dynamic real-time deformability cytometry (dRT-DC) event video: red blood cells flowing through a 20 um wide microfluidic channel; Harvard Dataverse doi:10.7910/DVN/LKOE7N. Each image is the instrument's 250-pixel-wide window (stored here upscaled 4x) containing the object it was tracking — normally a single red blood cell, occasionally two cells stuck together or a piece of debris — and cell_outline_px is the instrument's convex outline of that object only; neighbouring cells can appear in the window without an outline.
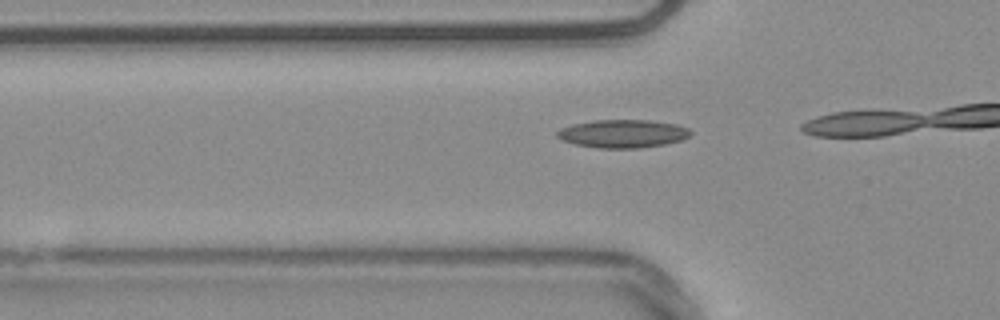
{"species": "common noctule bat (a hibernating species)", "species_latin": "Nyctalus noctula", "temperature_condition": "warm", "stored_images_in_passage": 16, "camera_frame_rate_fps": 3000, "um_per_image_px": 0.085, "animal": {"sex": "male", "body_mass_g": 20.4}, "frame": {"image": 1, "passage_image": 14, "time_ms": 4.333, "image_size_px": [1000, 320], "cell_outline_px": [[692, 132], [688, 136], [680, 140], [664, 144], [640, 148], [596, 148], [576, 144], [564, 140], [556, 136], [556, 132], [560, 128], [572, 124], [596, 120], [648, 120], [676, 124], [688, 128]], "centroid_in_image_um": [52.92, 11.36], "position_along_channel_um": 72.9, "area_um2": 21.73}}